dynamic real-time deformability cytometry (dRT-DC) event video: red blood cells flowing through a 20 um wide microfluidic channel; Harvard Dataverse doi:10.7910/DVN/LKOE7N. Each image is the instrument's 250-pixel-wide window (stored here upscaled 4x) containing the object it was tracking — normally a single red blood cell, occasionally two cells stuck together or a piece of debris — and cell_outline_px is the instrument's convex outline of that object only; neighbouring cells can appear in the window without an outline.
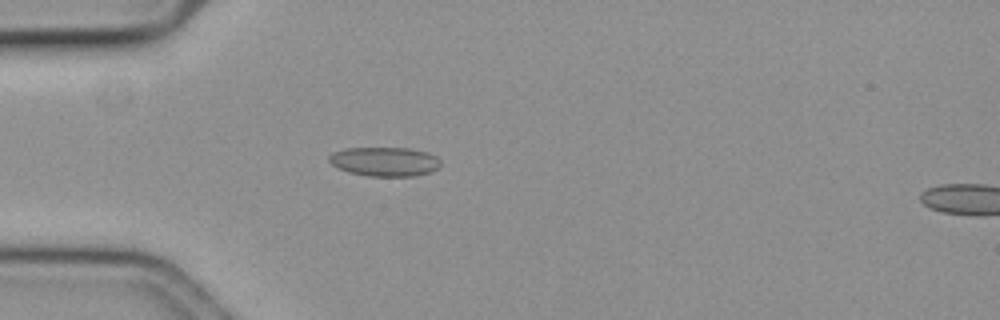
{"species": "common noctule bat (a hibernating species)", "species_latin": "Nyctalus noctula", "temperature_condition": "cold", "stored_images_in_passage": 44, "camera_frame_rate_fps": 3000, "um_per_image_px": 0.085, "animal": {"sex": "female", "body_mass_g": 19.3, "forearm_length_mm": 54.1}, "frame": {"image": 1, "passage_image": 5, "time_ms": 1.333, "image_size_px": [1000, 320], "cell_outline_px": [[440, 164], [436, 168], [428, 172], [416, 176], [368, 176], [348, 172], [332, 164], [328, 160], [328, 156], [332, 152], [344, 148], [408, 148], [428, 152], [436, 156], [440, 160]], "centroid_in_image_um": [32.67, 13.73], "position_along_channel_um": 52.3, "area_um2": 18.96}}
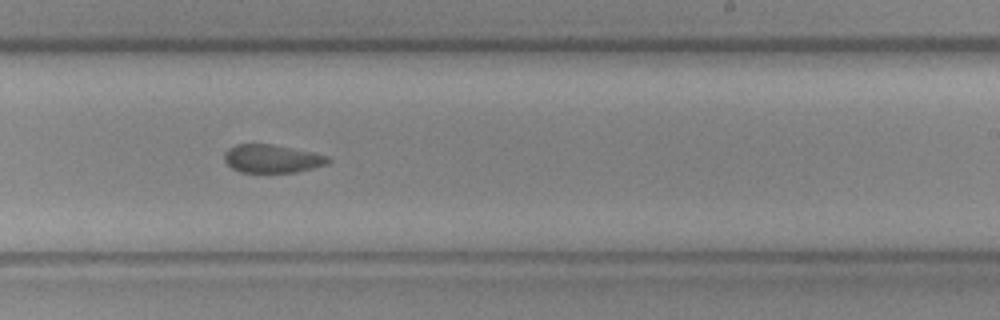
{"frame": {"image": 2, "passage_image": 24, "time_ms": 7.667, "image_size_px": [1000, 320], "cell_outline_px": [[332, 160], [328, 164], [296, 172], [240, 172], [232, 168], [224, 160], [224, 152], [228, 148], [236, 144], [272, 144], [312, 152], [328, 156]], "centroid_in_image_um": [23.12, 13.48], "position_along_channel_um": 265.9, "area_um2": 17.05}}
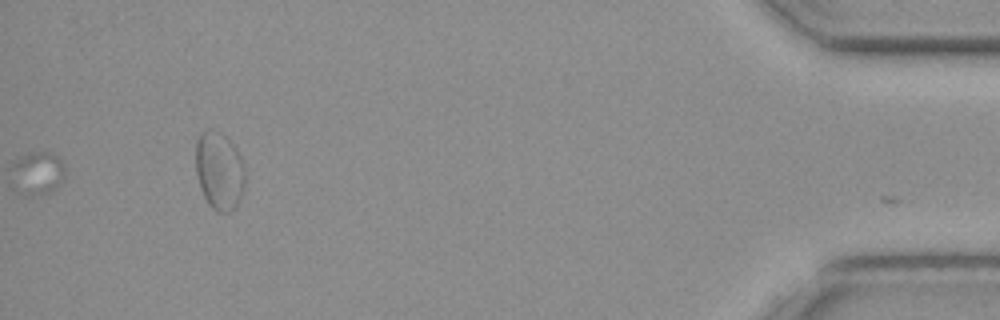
{"frame": {"image": 3, "passage_image": 43, "time_ms": 14.0, "image_size_px": [1000, 320], "cell_outline_px": [[64, 180], [52, 192], [32, 196], [28, 196], [16, 192], [12, 164], [20, 156], [28, 152], [48, 152], [56, 156], [64, 164]], "centroid_in_image_um": [3.2, 14.74], "position_along_channel_um": 432.0, "area_um2": 13.53}, "authors_computed_cell_mechanics": {"area_um2": 18.1492, "velocity_mm_per_s": 3.5317, "shape_relaxation_time_tau1_ms": null, "shape_relaxation_time_tau2_ms": 3.6334, "deformation_change_tau1": null, "deformation_change_tau2": 0.0795}}